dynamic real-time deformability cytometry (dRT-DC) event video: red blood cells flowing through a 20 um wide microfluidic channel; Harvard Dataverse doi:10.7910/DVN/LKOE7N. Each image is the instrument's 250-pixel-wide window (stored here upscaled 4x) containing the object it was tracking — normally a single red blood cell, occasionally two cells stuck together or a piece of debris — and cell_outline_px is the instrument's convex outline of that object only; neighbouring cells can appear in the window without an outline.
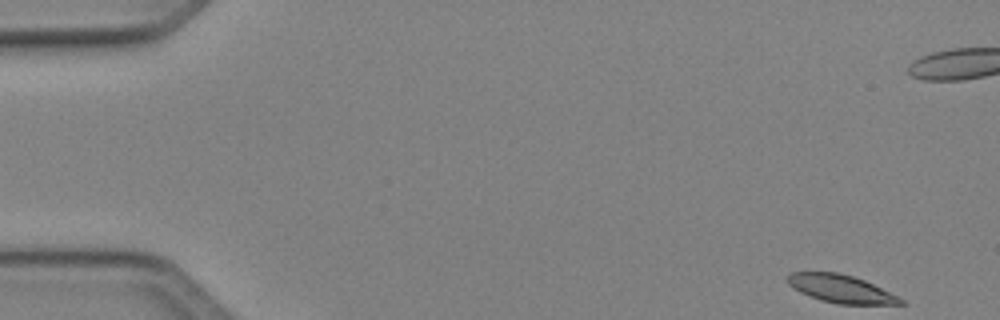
{"species": "Egyptian fruit bat (a non-hibernating species)", "species_latin": "Rousettus aegyptiacus", "temperature_condition": "cold", "stored_images_in_passage": 49, "camera_frame_rate_fps": 3000, "um_per_image_px": 0.085, "animal": {"sex": "female"}, "frame": {"image": 1, "passage_image": 1, "time_ms": 0.0, "image_size_px": [1000, 320], "cell_outline_px": [[908, 304], [836, 304], [820, 300], [800, 292], [788, 284], [784, 280], [784, 276], [792, 272], [836, 272], [852, 276], [864, 280], [904, 300]], "centroid_in_image_um": [71.4, 24.54], "position_along_channel_um": 13.6, "area_um2": 18.32}}
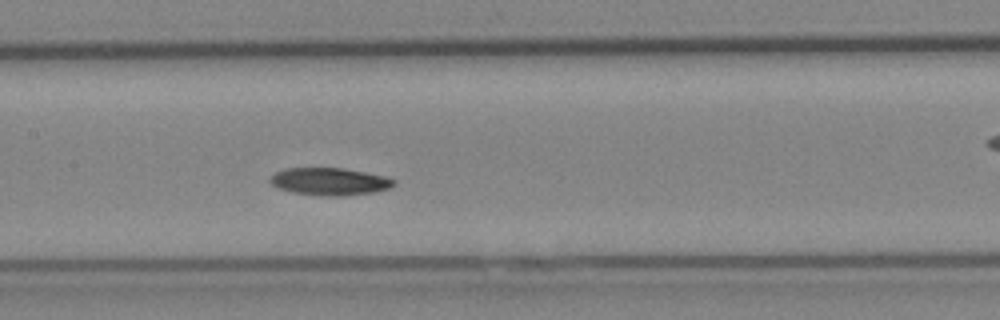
{"frame": {"image": 2, "passage_image": 23, "time_ms": 7.333, "image_size_px": [1000, 320], "cell_outline_px": [[396, 184], [388, 188], [376, 192], [344, 196], [320, 196], [292, 192], [280, 188], [272, 184], [268, 180], [276, 172], [288, 168], [340, 168], [364, 172], [384, 176], [396, 180]], "centroid_in_image_um": [28.04, 15.44], "position_along_channel_um": 179.4, "area_um2": 19.71}}
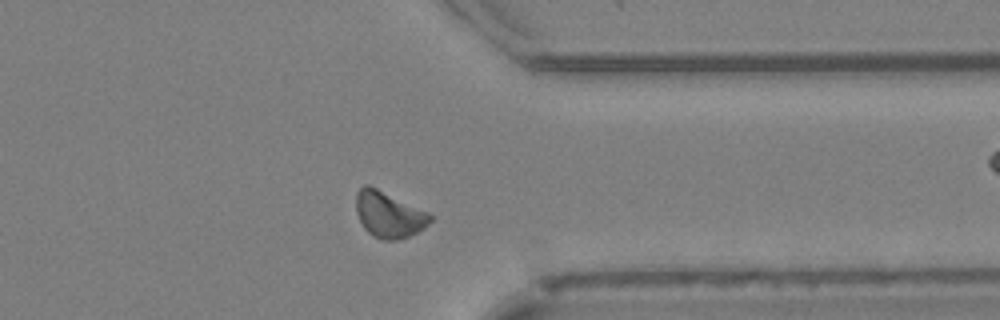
{"frame": {"image": 3, "passage_image": 38, "time_ms": 12.333, "image_size_px": [1000, 320], "cell_outline_px": [[432, 220], [424, 228], [408, 236], [396, 240], [380, 240], [372, 236], [364, 228], [356, 212], [356, 192], [364, 184], [368, 184], [428, 212], [432, 216]], "centroid_in_image_um": [33.02, 18.24], "position_along_channel_um": 378.4, "area_um2": 19.83}}